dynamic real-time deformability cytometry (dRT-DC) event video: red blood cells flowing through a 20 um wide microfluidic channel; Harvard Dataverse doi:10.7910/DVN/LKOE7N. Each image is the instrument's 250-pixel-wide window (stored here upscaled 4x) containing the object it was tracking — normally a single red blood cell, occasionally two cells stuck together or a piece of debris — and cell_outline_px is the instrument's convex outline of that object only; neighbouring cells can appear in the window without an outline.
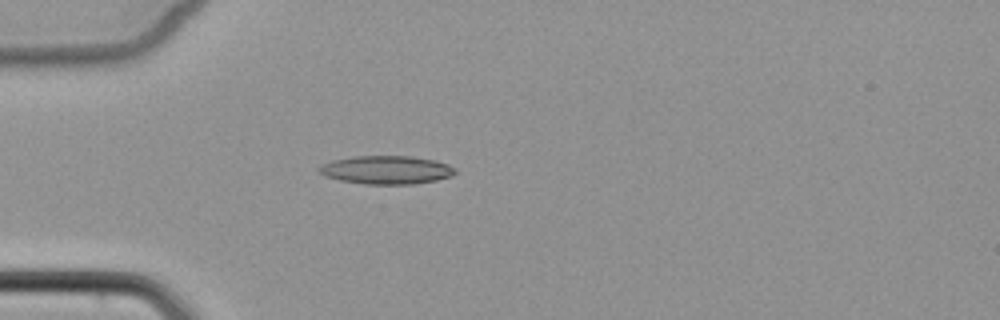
{"species": "common noctule bat (a hibernating species)", "species_latin": "Nyctalus noctula", "temperature_condition": "cold", "stored_images_in_passage": 4, "camera_frame_rate_fps": 3000, "um_per_image_px": 0.085, "animal": {"sex": "female", "body_mass_g": 22.7, "forearm_length_mm": 54.2}, "frame": {"image": 1, "passage_image": 4, "time_ms": 3.667, "image_size_px": [1000, 320], "cell_outline_px": [[456, 172], [452, 176], [436, 180], [412, 184], [364, 184], [340, 180], [324, 176], [316, 168], [320, 164], [332, 160], [352, 156], [412, 156], [432, 160], [448, 164], [456, 168]], "centroid_in_image_um": [32.81, 14.44], "position_along_channel_um": 52.2, "area_um2": 22.6}}